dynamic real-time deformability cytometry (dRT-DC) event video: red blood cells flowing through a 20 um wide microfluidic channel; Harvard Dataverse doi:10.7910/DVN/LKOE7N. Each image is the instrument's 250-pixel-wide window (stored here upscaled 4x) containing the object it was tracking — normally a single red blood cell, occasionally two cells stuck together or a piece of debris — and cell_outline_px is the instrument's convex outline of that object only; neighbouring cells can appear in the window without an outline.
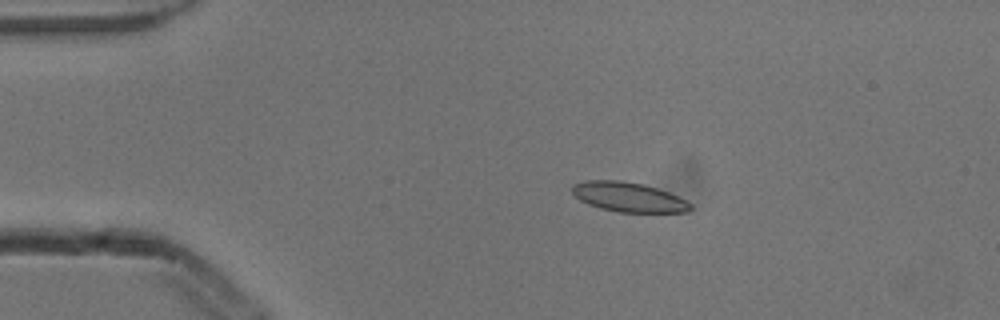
{"species": "common noctule bat (a hibernating species)", "species_latin": "Nyctalus noctula", "temperature_condition": "cold", "stored_images_in_passage": 5, "camera_frame_rate_fps": 3000, "um_per_image_px": 0.085, "animal": {"sex": "male", "body_mass_g": 13.3}, "frame": {"image": 1, "passage_image": 2, "time_ms": 0.333, "image_size_px": [1000, 320], "cell_outline_px": [[692, 208], [688, 212], [616, 212], [600, 208], [588, 204], [580, 200], [572, 192], [572, 184], [584, 180], [620, 180], [644, 184], [668, 192], [692, 204]], "centroid_in_image_um": [53.39, 16.74], "position_along_channel_um": 31.6, "area_um2": 20.4}}
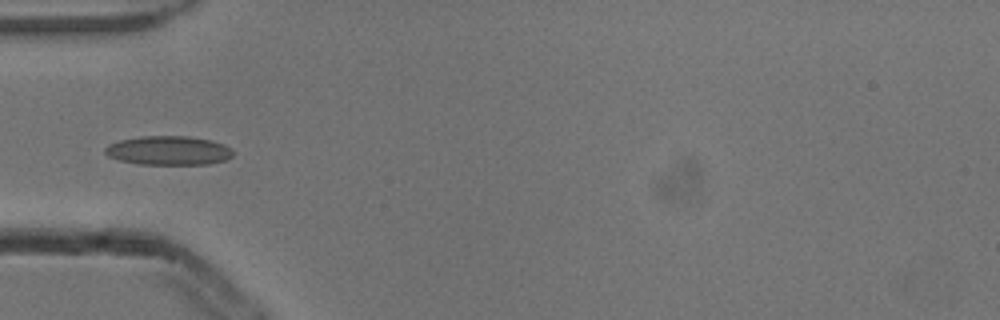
{"frame": {"image": 2, "passage_image": 4, "time_ms": 1.0, "image_size_px": [1000, 320], "cell_outline_px": [[232, 156], [228, 160], [208, 164], [140, 164], [120, 160], [108, 156], [104, 152], [104, 148], [108, 144], [120, 140], [140, 136], [188, 136], [212, 140], [224, 144], [232, 148]], "centroid_in_image_um": [14.35, 12.79], "position_along_channel_um": 70.7, "area_um2": 21.79}}
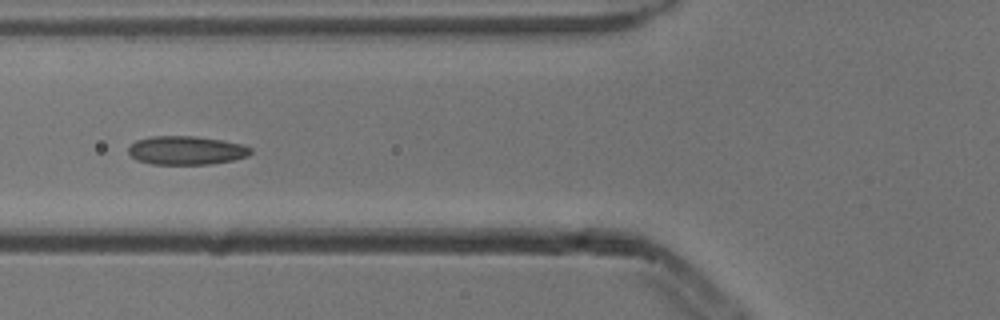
{"frame": {"image": 3, "passage_image": 5, "time_ms": 1.333, "image_size_px": [1000, 320], "cell_outline_px": [[252, 152], [248, 156], [232, 160], [212, 164], [152, 164], [136, 160], [128, 152], [128, 148], [136, 140], [152, 136], [196, 136], [224, 140], [244, 144], [252, 148]], "centroid_in_image_um": [15.87, 12.77], "position_along_channel_um": 109.9, "area_um2": 20.58}}